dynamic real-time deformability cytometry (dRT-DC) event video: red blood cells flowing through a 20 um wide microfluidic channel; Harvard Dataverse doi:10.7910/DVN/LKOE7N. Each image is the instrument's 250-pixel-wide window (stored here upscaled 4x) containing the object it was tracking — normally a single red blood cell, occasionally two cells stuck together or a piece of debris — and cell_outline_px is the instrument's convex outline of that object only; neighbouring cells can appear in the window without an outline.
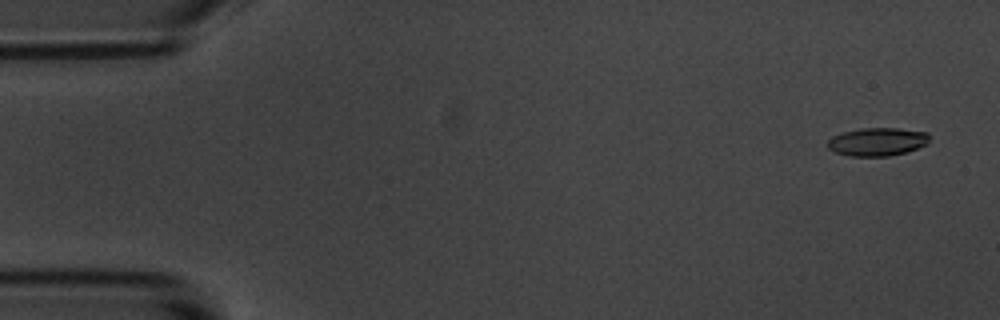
{"species": "common noctule bat (a hibernating species)", "species_latin": "Nyctalus noctula", "temperature_condition": "room temperature", "stored_images_in_passage": 5, "camera_frame_rate_fps": 3000, "um_per_image_px": 0.085, "animal": {"sex": "male", "body_mass_g": 20.1, "forearm_length_mm": 53.5}, "frame": {"image": 1, "passage_image": 1, "time_ms": 0.0, "image_size_px": [1000, 320], "cell_outline_px": [[928, 144], [904, 152], [888, 156], [852, 156], [836, 152], [828, 148], [828, 140], [832, 136], [844, 132], [860, 128], [896, 128], [928, 132]], "centroid_in_image_um": [74.57, 12.04], "position_along_channel_um": 10.4, "area_um2": 16.53}}
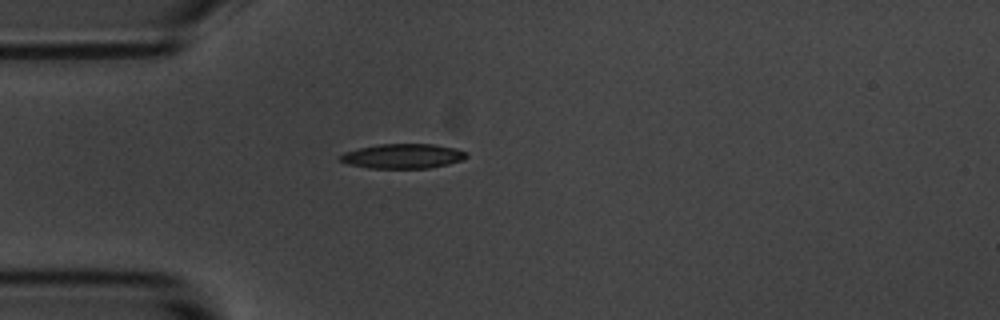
{"frame": {"image": 2, "passage_image": 4, "time_ms": 4.333, "image_size_px": [1000, 320], "cell_outline_px": [[468, 156], [460, 160], [448, 164], [428, 168], [372, 168], [348, 164], [340, 160], [340, 156], [344, 152], [376, 144], [432, 144], [456, 148], [468, 152]], "centroid_in_image_um": [34.26, 13.26], "position_along_channel_um": 50.7, "area_um2": 18.03}}